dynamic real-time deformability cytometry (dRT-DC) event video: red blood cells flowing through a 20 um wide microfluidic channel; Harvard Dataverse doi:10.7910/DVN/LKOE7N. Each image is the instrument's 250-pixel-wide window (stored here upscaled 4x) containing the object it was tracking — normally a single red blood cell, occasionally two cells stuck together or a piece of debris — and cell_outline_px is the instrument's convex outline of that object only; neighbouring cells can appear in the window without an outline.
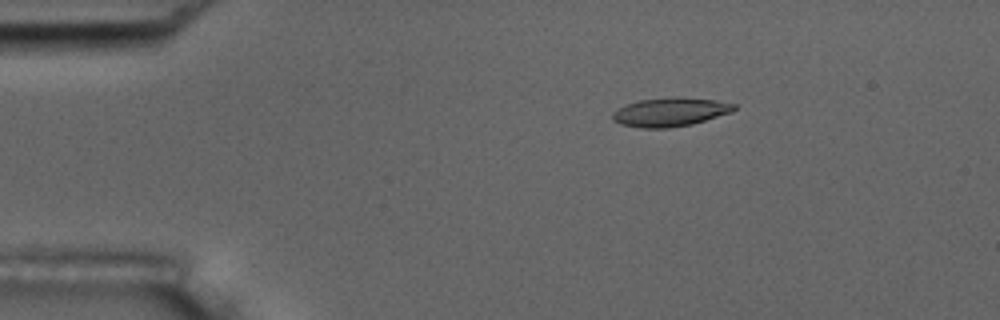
{"species": "common noctule bat (a hibernating species)", "species_latin": "Nyctalus noctula", "temperature_condition": "room temperature", "stored_images_in_passage": 6, "segment_of_instrument_passage": [1, 2], "camera_frame_rate_fps": 3000, "um_per_image_px": 0.085, "animal": {"sex": "male", "body_mass_g": 17.5, "forearm_length_mm": 52.3}, "frame": {"image": 1, "passage_image": 3, "time_ms": 2.333, "image_size_px": [1000, 320], "cell_outline_px": [[736, 108], [732, 112], [692, 124], [668, 128], [640, 128], [620, 124], [612, 120], [612, 112], [628, 104], [640, 100], [676, 96], [716, 100], [736, 104]], "centroid_in_image_um": [56.97, 9.52], "position_along_channel_um": 28.0, "area_um2": 20.4}}
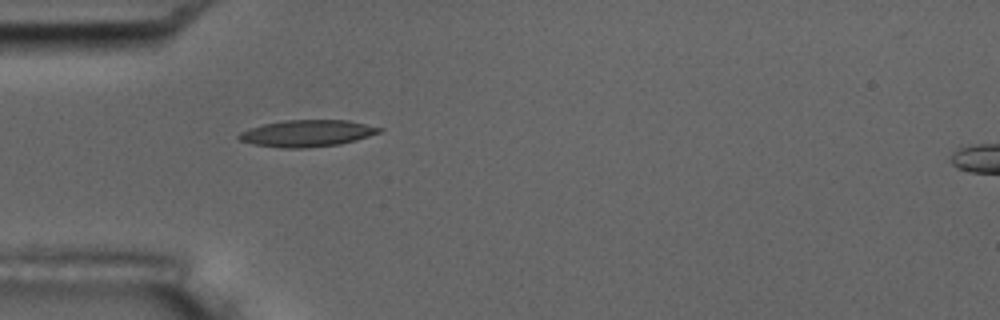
{"frame": {"image": 2, "passage_image": 5, "time_ms": 4.667, "image_size_px": [1000, 320], "cell_outline_px": [[384, 128], [380, 132], [356, 140], [340, 144], [304, 148], [280, 148], [252, 144], [240, 140], [236, 136], [240, 132], [248, 128], [264, 124], [284, 120], [348, 120]], "centroid_in_image_um": [26.08, 11.33], "position_along_channel_um": 58.9, "area_um2": 21.91}}